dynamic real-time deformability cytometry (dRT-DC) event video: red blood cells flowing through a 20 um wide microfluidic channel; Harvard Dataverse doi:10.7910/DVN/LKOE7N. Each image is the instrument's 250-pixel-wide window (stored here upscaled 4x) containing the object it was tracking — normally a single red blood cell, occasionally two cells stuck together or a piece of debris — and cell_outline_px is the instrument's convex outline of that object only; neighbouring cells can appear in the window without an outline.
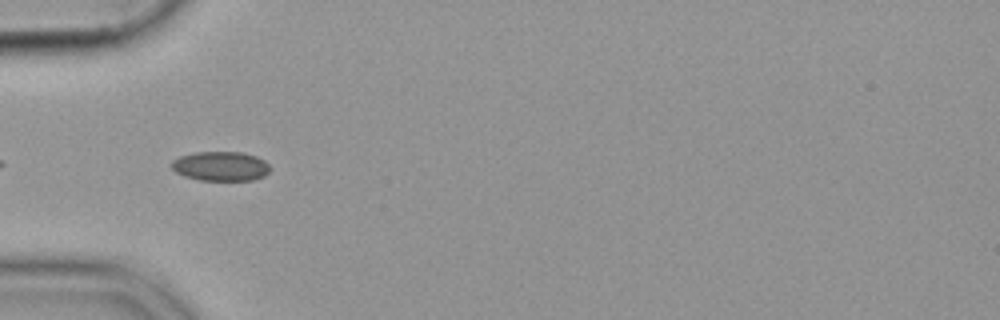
{"species": "common noctule bat (a hibernating species)", "species_latin": "Nyctalus noctula", "temperature_condition": "cold", "stored_images_in_passage": 6, "camera_frame_rate_fps": 3000, "um_per_image_px": 0.085, "animal": {"sex": "female", "body_mass_g": 19.9}, "frame": {"image": 1, "passage_image": 3, "time_ms": 0.667, "image_size_px": [1000, 320], "cell_outline_px": [[272, 168], [264, 176], [252, 180], [200, 180], [184, 176], [176, 172], [172, 168], [172, 160], [180, 156], [196, 152], [240, 152], [256, 156], [264, 160]], "centroid_in_image_um": [18.77, 14.12], "position_along_channel_um": 66.2, "area_um2": 16.88}}